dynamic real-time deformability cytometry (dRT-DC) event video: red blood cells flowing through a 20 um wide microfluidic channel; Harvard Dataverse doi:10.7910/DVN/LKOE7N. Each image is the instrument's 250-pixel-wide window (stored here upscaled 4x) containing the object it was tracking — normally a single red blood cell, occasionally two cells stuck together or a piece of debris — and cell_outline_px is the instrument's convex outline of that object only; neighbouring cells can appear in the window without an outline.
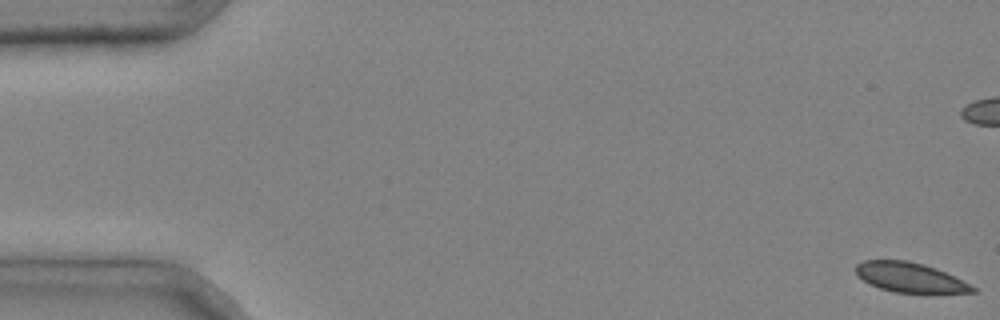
{"species": "common noctule bat (a hibernating species)", "species_latin": "Nyctalus noctula", "temperature_condition": "cold", "stored_images_in_passage": 4, "segment_of_instrument_passage": [2, 2], "camera_frame_rate_fps": 3000, "um_per_image_px": 0.085, "animal": {"sex": "male", "body_mass_g": 20.4}, "frame": {"image": 1, "passage_image": 4, "time_ms": 1.0, "image_size_px": [1000, 320], "cell_outline_px": [[976, 292], [896, 292], [880, 288], [856, 276], [856, 264], [864, 260], [908, 260], [924, 264], [936, 268], [972, 284], [976, 288]], "centroid_in_image_um": [77.34, 23.56], "position_along_channel_um": 7.7, "area_um2": 20.0}}